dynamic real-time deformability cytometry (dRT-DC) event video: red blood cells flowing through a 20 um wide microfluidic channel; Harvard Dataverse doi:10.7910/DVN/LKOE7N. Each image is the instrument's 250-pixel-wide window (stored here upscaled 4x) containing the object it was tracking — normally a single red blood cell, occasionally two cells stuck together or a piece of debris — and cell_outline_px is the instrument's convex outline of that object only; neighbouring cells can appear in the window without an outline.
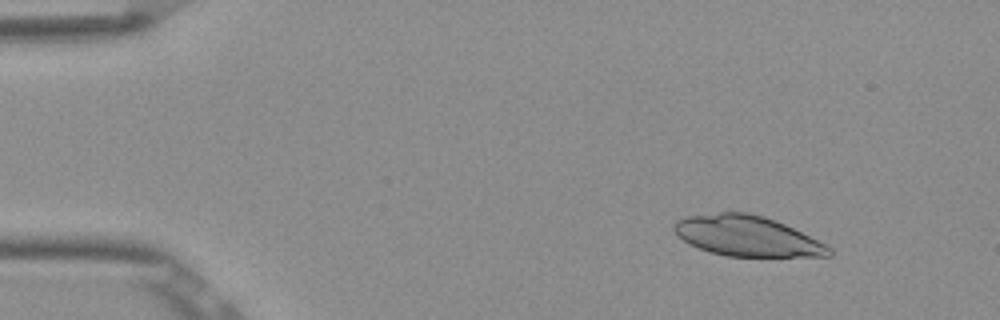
{"species": "Egyptian fruit bat (a non-hibernating species)", "species_latin": "Rousettus aegyptiacus", "temperature_condition": "room temperature", "stored_images_in_passage": 3, "camera_frame_rate_fps": 3000, "um_per_image_px": 0.085, "frame": {"image": 1, "passage_image": 1, "time_ms": 0.0, "image_size_px": [1000, 320], "cell_outline_px": [[832, 256], [728, 256], [712, 252], [688, 244], [676, 236], [672, 228], [672, 224], [676, 220], [684, 216], [720, 212], [748, 212], [764, 216], [784, 224], [832, 248]], "centroid_in_image_um": [63.41, 20.05], "position_along_channel_um": 21.6, "area_um2": 36.3}}